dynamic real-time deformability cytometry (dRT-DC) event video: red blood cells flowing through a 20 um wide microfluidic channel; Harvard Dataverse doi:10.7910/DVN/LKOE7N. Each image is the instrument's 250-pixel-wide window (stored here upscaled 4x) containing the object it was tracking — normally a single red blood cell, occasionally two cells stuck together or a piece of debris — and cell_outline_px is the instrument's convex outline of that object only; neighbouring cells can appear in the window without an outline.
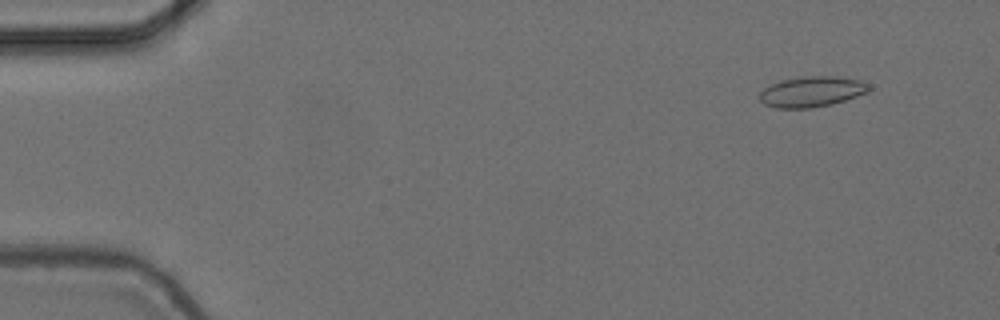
{"species": "common noctule bat (a hibernating species)", "species_latin": "Nyctalus noctula", "temperature_condition": "cold", "stored_images_in_passage": 55, "camera_frame_rate_fps": 3000, "um_per_image_px": 0.085, "animal": {"sex": "female", "body_mass_g": 24.6, "forearm_length_mm": 56.2}, "frame": {"image": 1, "passage_image": 5, "time_ms": 1.333, "image_size_px": [1000, 320], "cell_outline_px": [[872, 88], [868, 92], [832, 104], [812, 108], [776, 108], [764, 104], [760, 100], [760, 92], [764, 88], [772, 84], [796, 76], [836, 76], [860, 80], [868, 84]], "centroid_in_image_um": [69.01, 7.79], "position_along_channel_um": 16.0, "area_um2": 19.48}}
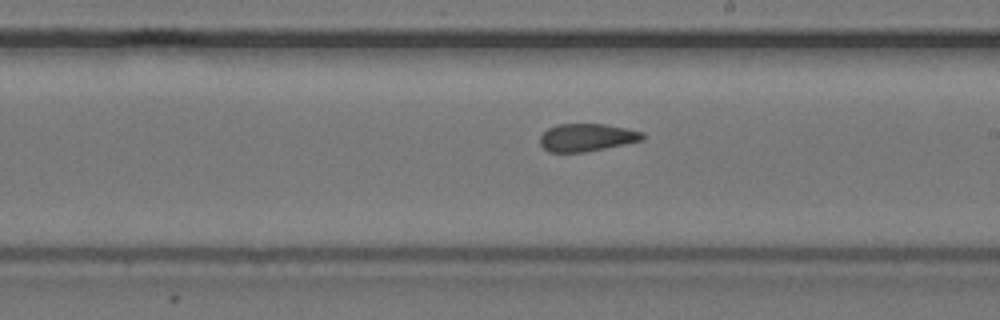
{"frame": {"image": 2, "passage_image": 32, "time_ms": 10.333, "image_size_px": [1000, 320], "cell_outline_px": [[644, 140], [584, 152], [548, 152], [540, 144], [540, 136], [548, 128], [556, 124], [604, 124], [644, 132]], "centroid_in_image_um": [49.86, 11.68], "position_along_channel_um": 239.1, "area_um2": 16.47}}
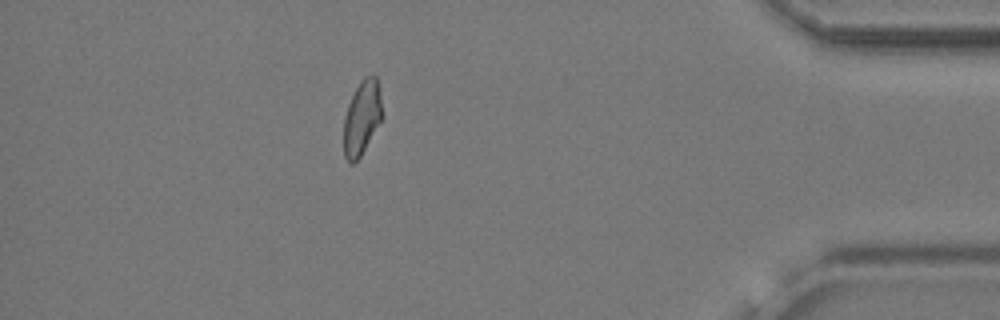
{"frame": {"image": 3, "passage_image": 49, "time_ms": 16.0, "image_size_px": [1000, 320], "cell_outline_px": [[380, 120], [360, 156], [352, 164], [348, 164], [344, 156], [344, 116], [348, 104], [360, 80], [364, 76], [376, 76], [380, 88]], "centroid_in_image_um": [30.72, 9.99], "position_along_channel_um": 404.5, "area_um2": 16.18}, "authors_computed_cell_mechanics": {"area_um2": 17.6868, "velocity_mm_per_s": 3.7096, "shape_relaxation_time_tau1_ms": null, "shape_relaxation_time_tau2_ms": 1.8082, "deformation_change_tau1": null, "deformation_change_tau2": 0.0745}}